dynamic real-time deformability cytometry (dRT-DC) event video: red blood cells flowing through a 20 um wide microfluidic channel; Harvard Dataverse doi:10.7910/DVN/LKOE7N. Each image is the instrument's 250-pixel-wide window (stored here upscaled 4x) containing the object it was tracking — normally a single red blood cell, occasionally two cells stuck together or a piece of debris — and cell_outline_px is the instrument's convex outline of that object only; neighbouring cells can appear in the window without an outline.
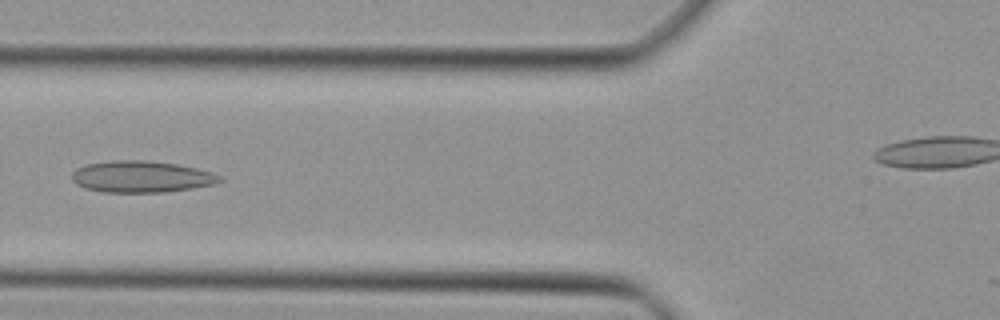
{"species": "Egyptian fruit bat (a non-hibernating species)", "species_latin": "Rousettus aegyptiacus", "temperature_condition": "cold", "stored_images_in_passage": 38, "camera_frame_rate_fps": 3000, "um_per_image_px": 0.085, "animal": {"sex": "female"}, "frame": {"image": 1, "passage_image": 15, "time_ms": 4.667, "image_size_px": [1000, 320], "cell_outline_px": [[220, 180], [212, 184], [192, 188], [164, 192], [104, 192], [84, 188], [76, 184], [72, 180], [72, 172], [76, 168], [84, 164], [108, 160], [148, 160], [176, 164], [196, 168], [212, 172], [220, 176]], "centroid_in_image_um": [11.94, 15.0], "position_along_channel_um": 113.9, "area_um2": 27.22}}
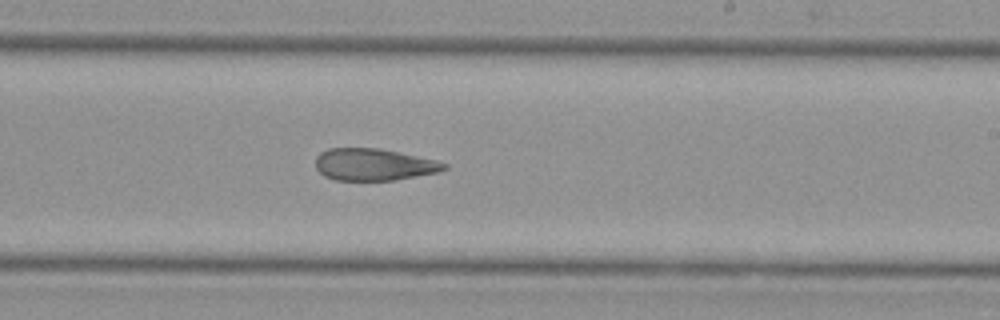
{"frame": {"image": 2, "passage_image": 25, "time_ms": 8.0, "image_size_px": [1000, 320], "cell_outline_px": [[448, 168], [436, 172], [392, 180], [336, 180], [324, 176], [316, 168], [316, 156], [320, 152], [328, 148], [380, 148], [436, 160], [448, 164]], "centroid_in_image_um": [31.74, 13.97], "position_along_channel_um": 257.3, "area_um2": 23.81}}
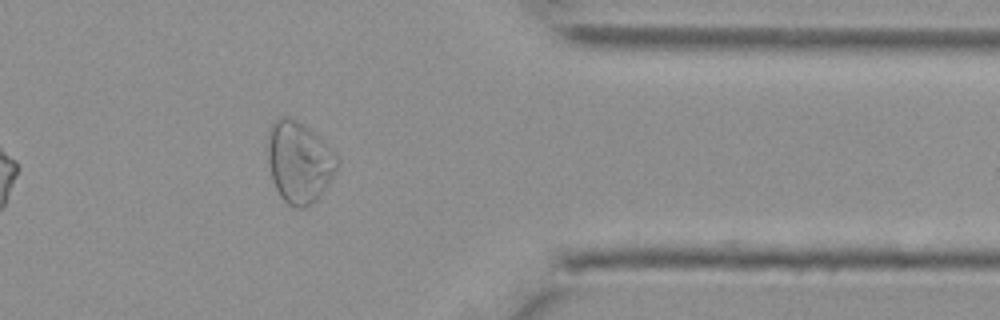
{"frame": {"image": 3, "passage_image": 35, "time_ms": 11.333, "image_size_px": [1000, 320], "cell_outline_px": [[340, 160], [328, 184], [320, 196], [312, 204], [304, 208], [296, 208], [288, 204], [280, 196], [272, 180], [268, 164], [268, 128], [276, 116], [288, 116], [296, 120], [308, 128]], "centroid_in_image_um": [25.37, 13.78], "position_along_channel_um": 386.0, "area_um2": 32.71}}